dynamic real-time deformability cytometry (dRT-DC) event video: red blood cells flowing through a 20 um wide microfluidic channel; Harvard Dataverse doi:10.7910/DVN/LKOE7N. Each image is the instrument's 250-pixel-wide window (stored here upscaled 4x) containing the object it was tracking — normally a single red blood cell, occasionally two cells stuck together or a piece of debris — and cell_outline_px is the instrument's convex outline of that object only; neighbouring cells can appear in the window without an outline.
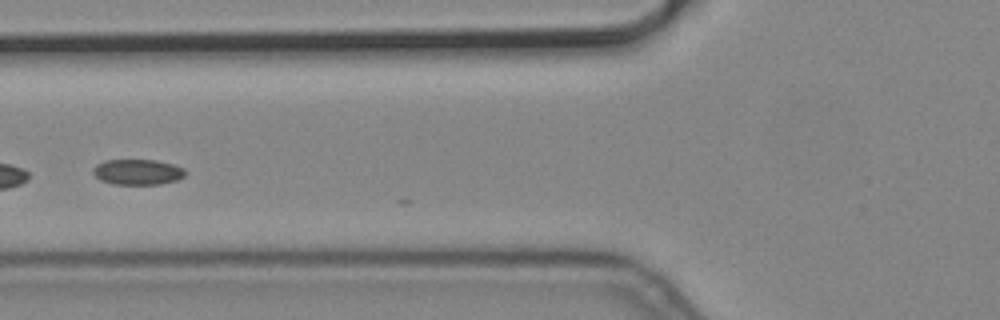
{"species": "common noctule bat (a hibernating species)", "species_latin": "Nyctalus noctula", "temperature_condition": "cold", "stored_images_in_passage": 5, "camera_frame_rate_fps": 3000, "um_per_image_px": 0.085, "animal": {"sex": "male", "body_mass_g": 19.2, "forearm_length_mm": 51.8}, "frame": {"image": 1, "passage_image": 4, "time_ms": 1.0, "image_size_px": [1000, 320], "cell_outline_px": [[184, 176], [176, 180], [160, 184], [112, 184], [100, 180], [92, 172], [92, 168], [96, 164], [104, 160], [156, 160], [172, 164], [184, 168]], "centroid_in_image_um": [11.65, 14.61], "position_along_channel_um": 114.1, "area_um2": 13.7}}